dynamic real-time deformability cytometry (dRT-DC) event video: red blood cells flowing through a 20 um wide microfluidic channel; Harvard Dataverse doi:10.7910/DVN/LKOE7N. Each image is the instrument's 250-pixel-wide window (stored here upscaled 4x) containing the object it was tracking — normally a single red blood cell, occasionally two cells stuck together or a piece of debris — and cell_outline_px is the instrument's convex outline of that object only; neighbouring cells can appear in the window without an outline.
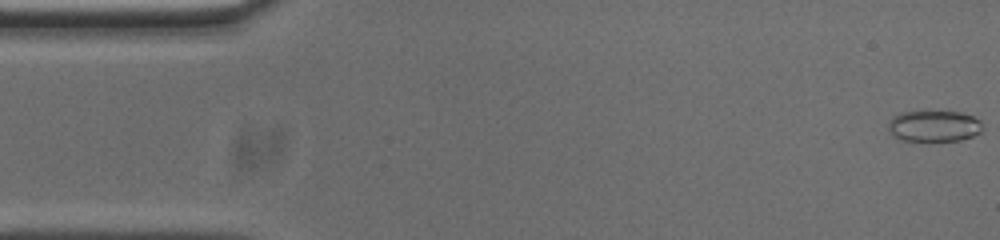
{"species": "common noctule bat (a hibernating species)", "species_latin": "Nyctalus noctula", "temperature_condition": "cold", "stored_images_in_passage": 54, "camera_frame_rate_fps": 3000, "um_per_image_px": 0.085, "animal": {"sex": "male", "body_mass_g": 20.0, "forearm_length_mm": 53.3}, "frame": {"image": 1, "passage_image": 1, "time_ms": 0.0, "image_size_px": [1000, 240], "cell_outline_px": [[984, 128], [980, 132], [972, 136], [960, 140], [900, 140], [888, 132], [888, 124], [892, 116], [900, 112], [960, 112], [972, 116], [980, 120]], "centroid_in_image_um": [79.37, 10.71], "position_along_channel_um": 5.6, "area_um2": 17.05}}
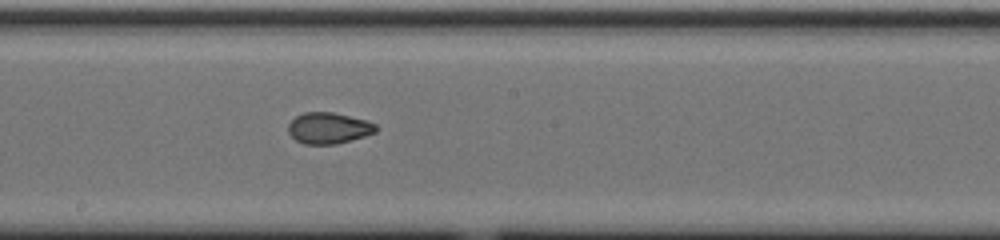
{"frame": {"image": 2, "passage_image": 28, "time_ms": 9.0, "image_size_px": [1000, 240], "cell_outline_px": [[376, 132], [364, 136], [336, 144], [304, 144], [296, 140], [288, 132], [288, 124], [296, 116], [304, 112], [332, 112], [368, 120], [376, 124]], "centroid_in_image_um": [27.93, 10.88], "position_along_channel_um": 220.3, "area_um2": 15.9}}
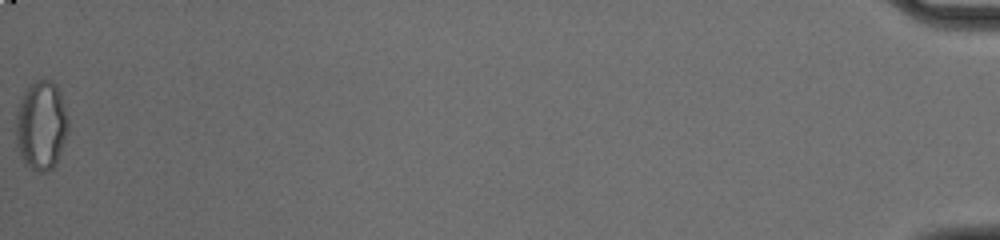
{"frame": {"image": 3, "passage_image": 54, "time_ms": 17.667, "image_size_px": [1000, 240], "cell_outline_px": [[68, 132], [56, 164], [48, 172], [40, 172], [24, 164], [20, 156], [16, 144], [16, 108], [24, 92], [36, 80], [44, 76], [52, 80], [56, 84], [60, 92], [68, 116]], "centroid_in_image_um": [3.51, 10.64], "position_along_channel_um": 431.7, "area_um2": 27.69}, "authors_computed_cell_mechanics": {"area_um2": 16.9354, "velocity_mm_per_s": 3.7537, "shape_relaxation_time_tau1_ms": null, "shape_relaxation_time_tau2_ms": 1.4996, "deformation_change_tau1": null, "deformation_change_tau2": 0.0546}}